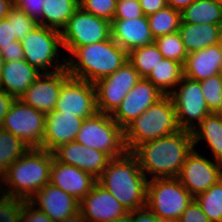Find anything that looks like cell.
<instances>
[{
	"label": "cell",
	"instance_id": "obj_41",
	"mask_svg": "<svg viewBox=\"0 0 222 222\" xmlns=\"http://www.w3.org/2000/svg\"><path fill=\"white\" fill-rule=\"evenodd\" d=\"M177 222H210L203 213L201 206L194 199L186 210L181 214Z\"/></svg>",
	"mask_w": 222,
	"mask_h": 222
},
{
	"label": "cell",
	"instance_id": "obj_34",
	"mask_svg": "<svg viewBox=\"0 0 222 222\" xmlns=\"http://www.w3.org/2000/svg\"><path fill=\"white\" fill-rule=\"evenodd\" d=\"M5 222H53L28 201H18L5 208Z\"/></svg>",
	"mask_w": 222,
	"mask_h": 222
},
{
	"label": "cell",
	"instance_id": "obj_17",
	"mask_svg": "<svg viewBox=\"0 0 222 222\" xmlns=\"http://www.w3.org/2000/svg\"><path fill=\"white\" fill-rule=\"evenodd\" d=\"M54 158L64 164L75 166L98 179L111 158L95 148L72 141L53 151Z\"/></svg>",
	"mask_w": 222,
	"mask_h": 222
},
{
	"label": "cell",
	"instance_id": "obj_45",
	"mask_svg": "<svg viewBox=\"0 0 222 222\" xmlns=\"http://www.w3.org/2000/svg\"><path fill=\"white\" fill-rule=\"evenodd\" d=\"M145 16L152 15L167 6L166 0H139Z\"/></svg>",
	"mask_w": 222,
	"mask_h": 222
},
{
	"label": "cell",
	"instance_id": "obj_7",
	"mask_svg": "<svg viewBox=\"0 0 222 222\" xmlns=\"http://www.w3.org/2000/svg\"><path fill=\"white\" fill-rule=\"evenodd\" d=\"M75 141L85 147L98 149L111 159L119 158L127 152L124 131L112 119L111 114L97 112L85 118Z\"/></svg>",
	"mask_w": 222,
	"mask_h": 222
},
{
	"label": "cell",
	"instance_id": "obj_15",
	"mask_svg": "<svg viewBox=\"0 0 222 222\" xmlns=\"http://www.w3.org/2000/svg\"><path fill=\"white\" fill-rule=\"evenodd\" d=\"M164 94L148 79L140 78L121 104L111 114L112 119L124 129Z\"/></svg>",
	"mask_w": 222,
	"mask_h": 222
},
{
	"label": "cell",
	"instance_id": "obj_52",
	"mask_svg": "<svg viewBox=\"0 0 222 222\" xmlns=\"http://www.w3.org/2000/svg\"><path fill=\"white\" fill-rule=\"evenodd\" d=\"M4 64H5V59H4L3 55L1 54V50H0V75H1V71H2Z\"/></svg>",
	"mask_w": 222,
	"mask_h": 222
},
{
	"label": "cell",
	"instance_id": "obj_44",
	"mask_svg": "<svg viewBox=\"0 0 222 222\" xmlns=\"http://www.w3.org/2000/svg\"><path fill=\"white\" fill-rule=\"evenodd\" d=\"M132 222H162L147 206L132 211Z\"/></svg>",
	"mask_w": 222,
	"mask_h": 222
},
{
	"label": "cell",
	"instance_id": "obj_27",
	"mask_svg": "<svg viewBox=\"0 0 222 222\" xmlns=\"http://www.w3.org/2000/svg\"><path fill=\"white\" fill-rule=\"evenodd\" d=\"M181 23L222 25V5L214 0H195L181 12Z\"/></svg>",
	"mask_w": 222,
	"mask_h": 222
},
{
	"label": "cell",
	"instance_id": "obj_51",
	"mask_svg": "<svg viewBox=\"0 0 222 222\" xmlns=\"http://www.w3.org/2000/svg\"><path fill=\"white\" fill-rule=\"evenodd\" d=\"M5 208L6 206L3 204V201L0 195V222H5Z\"/></svg>",
	"mask_w": 222,
	"mask_h": 222
},
{
	"label": "cell",
	"instance_id": "obj_55",
	"mask_svg": "<svg viewBox=\"0 0 222 222\" xmlns=\"http://www.w3.org/2000/svg\"><path fill=\"white\" fill-rule=\"evenodd\" d=\"M215 2H217L218 4L222 5V0H214Z\"/></svg>",
	"mask_w": 222,
	"mask_h": 222
},
{
	"label": "cell",
	"instance_id": "obj_21",
	"mask_svg": "<svg viewBox=\"0 0 222 222\" xmlns=\"http://www.w3.org/2000/svg\"><path fill=\"white\" fill-rule=\"evenodd\" d=\"M83 120L56 110L46 114L45 134L40 149L53 152L59 146L75 141Z\"/></svg>",
	"mask_w": 222,
	"mask_h": 222
},
{
	"label": "cell",
	"instance_id": "obj_43",
	"mask_svg": "<svg viewBox=\"0 0 222 222\" xmlns=\"http://www.w3.org/2000/svg\"><path fill=\"white\" fill-rule=\"evenodd\" d=\"M17 40L13 30V21L7 18L0 20V49L2 47L11 45V42Z\"/></svg>",
	"mask_w": 222,
	"mask_h": 222
},
{
	"label": "cell",
	"instance_id": "obj_39",
	"mask_svg": "<svg viewBox=\"0 0 222 222\" xmlns=\"http://www.w3.org/2000/svg\"><path fill=\"white\" fill-rule=\"evenodd\" d=\"M143 16L139 0H117L114 20H132Z\"/></svg>",
	"mask_w": 222,
	"mask_h": 222
},
{
	"label": "cell",
	"instance_id": "obj_23",
	"mask_svg": "<svg viewBox=\"0 0 222 222\" xmlns=\"http://www.w3.org/2000/svg\"><path fill=\"white\" fill-rule=\"evenodd\" d=\"M41 74L25 59L5 62L0 75V89L19 99Z\"/></svg>",
	"mask_w": 222,
	"mask_h": 222
},
{
	"label": "cell",
	"instance_id": "obj_18",
	"mask_svg": "<svg viewBox=\"0 0 222 222\" xmlns=\"http://www.w3.org/2000/svg\"><path fill=\"white\" fill-rule=\"evenodd\" d=\"M79 210L90 222H112L129 212L98 182L79 202Z\"/></svg>",
	"mask_w": 222,
	"mask_h": 222
},
{
	"label": "cell",
	"instance_id": "obj_5",
	"mask_svg": "<svg viewBox=\"0 0 222 222\" xmlns=\"http://www.w3.org/2000/svg\"><path fill=\"white\" fill-rule=\"evenodd\" d=\"M179 130L172 99L164 95L123 129L125 147L127 152H132L144 142L157 140Z\"/></svg>",
	"mask_w": 222,
	"mask_h": 222
},
{
	"label": "cell",
	"instance_id": "obj_54",
	"mask_svg": "<svg viewBox=\"0 0 222 222\" xmlns=\"http://www.w3.org/2000/svg\"><path fill=\"white\" fill-rule=\"evenodd\" d=\"M219 75H220V77L222 78V65H221V67H220Z\"/></svg>",
	"mask_w": 222,
	"mask_h": 222
},
{
	"label": "cell",
	"instance_id": "obj_24",
	"mask_svg": "<svg viewBox=\"0 0 222 222\" xmlns=\"http://www.w3.org/2000/svg\"><path fill=\"white\" fill-rule=\"evenodd\" d=\"M222 65V43L189 53L183 64V75L203 81L219 74Z\"/></svg>",
	"mask_w": 222,
	"mask_h": 222
},
{
	"label": "cell",
	"instance_id": "obj_50",
	"mask_svg": "<svg viewBox=\"0 0 222 222\" xmlns=\"http://www.w3.org/2000/svg\"><path fill=\"white\" fill-rule=\"evenodd\" d=\"M112 222H132V211H129L125 215L116 218Z\"/></svg>",
	"mask_w": 222,
	"mask_h": 222
},
{
	"label": "cell",
	"instance_id": "obj_29",
	"mask_svg": "<svg viewBox=\"0 0 222 222\" xmlns=\"http://www.w3.org/2000/svg\"><path fill=\"white\" fill-rule=\"evenodd\" d=\"M78 7L79 0H44L42 26L61 31Z\"/></svg>",
	"mask_w": 222,
	"mask_h": 222
},
{
	"label": "cell",
	"instance_id": "obj_30",
	"mask_svg": "<svg viewBox=\"0 0 222 222\" xmlns=\"http://www.w3.org/2000/svg\"><path fill=\"white\" fill-rule=\"evenodd\" d=\"M147 17L149 28L154 39L179 31L181 12L170 6H166Z\"/></svg>",
	"mask_w": 222,
	"mask_h": 222
},
{
	"label": "cell",
	"instance_id": "obj_36",
	"mask_svg": "<svg viewBox=\"0 0 222 222\" xmlns=\"http://www.w3.org/2000/svg\"><path fill=\"white\" fill-rule=\"evenodd\" d=\"M202 94L211 113H215L222 104V78L215 75L200 82Z\"/></svg>",
	"mask_w": 222,
	"mask_h": 222
},
{
	"label": "cell",
	"instance_id": "obj_47",
	"mask_svg": "<svg viewBox=\"0 0 222 222\" xmlns=\"http://www.w3.org/2000/svg\"><path fill=\"white\" fill-rule=\"evenodd\" d=\"M195 0H166L167 6L182 12L185 8H187L191 3Z\"/></svg>",
	"mask_w": 222,
	"mask_h": 222
},
{
	"label": "cell",
	"instance_id": "obj_48",
	"mask_svg": "<svg viewBox=\"0 0 222 222\" xmlns=\"http://www.w3.org/2000/svg\"><path fill=\"white\" fill-rule=\"evenodd\" d=\"M13 6V0H0V20L7 17L9 11Z\"/></svg>",
	"mask_w": 222,
	"mask_h": 222
},
{
	"label": "cell",
	"instance_id": "obj_22",
	"mask_svg": "<svg viewBox=\"0 0 222 222\" xmlns=\"http://www.w3.org/2000/svg\"><path fill=\"white\" fill-rule=\"evenodd\" d=\"M112 39L124 50H131L154 43L148 17L130 20H113L111 22Z\"/></svg>",
	"mask_w": 222,
	"mask_h": 222
},
{
	"label": "cell",
	"instance_id": "obj_26",
	"mask_svg": "<svg viewBox=\"0 0 222 222\" xmlns=\"http://www.w3.org/2000/svg\"><path fill=\"white\" fill-rule=\"evenodd\" d=\"M193 147L206 140L214 160L222 163V120L215 114L207 115L191 132Z\"/></svg>",
	"mask_w": 222,
	"mask_h": 222
},
{
	"label": "cell",
	"instance_id": "obj_37",
	"mask_svg": "<svg viewBox=\"0 0 222 222\" xmlns=\"http://www.w3.org/2000/svg\"><path fill=\"white\" fill-rule=\"evenodd\" d=\"M6 18L9 21H13V30L18 41H22L28 33L33 31L39 25L36 20L27 16L16 6L11 8Z\"/></svg>",
	"mask_w": 222,
	"mask_h": 222
},
{
	"label": "cell",
	"instance_id": "obj_20",
	"mask_svg": "<svg viewBox=\"0 0 222 222\" xmlns=\"http://www.w3.org/2000/svg\"><path fill=\"white\" fill-rule=\"evenodd\" d=\"M97 179L83 170L53 158L50 184L62 189L79 202L91 191Z\"/></svg>",
	"mask_w": 222,
	"mask_h": 222
},
{
	"label": "cell",
	"instance_id": "obj_1",
	"mask_svg": "<svg viewBox=\"0 0 222 222\" xmlns=\"http://www.w3.org/2000/svg\"><path fill=\"white\" fill-rule=\"evenodd\" d=\"M53 158V152L30 148L11 164L1 175L0 194L3 204L7 206L14 202L27 201L50 183Z\"/></svg>",
	"mask_w": 222,
	"mask_h": 222
},
{
	"label": "cell",
	"instance_id": "obj_19",
	"mask_svg": "<svg viewBox=\"0 0 222 222\" xmlns=\"http://www.w3.org/2000/svg\"><path fill=\"white\" fill-rule=\"evenodd\" d=\"M31 205L43 211L53 222L63 219L79 211V201L62 189L48 183L30 199Z\"/></svg>",
	"mask_w": 222,
	"mask_h": 222
},
{
	"label": "cell",
	"instance_id": "obj_46",
	"mask_svg": "<svg viewBox=\"0 0 222 222\" xmlns=\"http://www.w3.org/2000/svg\"><path fill=\"white\" fill-rule=\"evenodd\" d=\"M15 98L7 94L3 89H0V125L4 121V117L9 111Z\"/></svg>",
	"mask_w": 222,
	"mask_h": 222
},
{
	"label": "cell",
	"instance_id": "obj_10",
	"mask_svg": "<svg viewBox=\"0 0 222 222\" xmlns=\"http://www.w3.org/2000/svg\"><path fill=\"white\" fill-rule=\"evenodd\" d=\"M46 114L15 99L1 124L3 130L21 139L30 148H41Z\"/></svg>",
	"mask_w": 222,
	"mask_h": 222
},
{
	"label": "cell",
	"instance_id": "obj_14",
	"mask_svg": "<svg viewBox=\"0 0 222 222\" xmlns=\"http://www.w3.org/2000/svg\"><path fill=\"white\" fill-rule=\"evenodd\" d=\"M55 110L83 119L95 115L98 112L95 85L70 76L61 87Z\"/></svg>",
	"mask_w": 222,
	"mask_h": 222
},
{
	"label": "cell",
	"instance_id": "obj_11",
	"mask_svg": "<svg viewBox=\"0 0 222 222\" xmlns=\"http://www.w3.org/2000/svg\"><path fill=\"white\" fill-rule=\"evenodd\" d=\"M176 88L169 96L176 110L178 125L180 129L192 132L207 115L211 114L202 94L200 81L183 75Z\"/></svg>",
	"mask_w": 222,
	"mask_h": 222
},
{
	"label": "cell",
	"instance_id": "obj_4",
	"mask_svg": "<svg viewBox=\"0 0 222 222\" xmlns=\"http://www.w3.org/2000/svg\"><path fill=\"white\" fill-rule=\"evenodd\" d=\"M70 55L71 59L66 60L68 74L93 84L113 74L128 61V52L112 37L106 41L77 47Z\"/></svg>",
	"mask_w": 222,
	"mask_h": 222
},
{
	"label": "cell",
	"instance_id": "obj_35",
	"mask_svg": "<svg viewBox=\"0 0 222 222\" xmlns=\"http://www.w3.org/2000/svg\"><path fill=\"white\" fill-rule=\"evenodd\" d=\"M154 43L159 48L163 58L177 61L182 65L185 63L188 53L179 32L158 37Z\"/></svg>",
	"mask_w": 222,
	"mask_h": 222
},
{
	"label": "cell",
	"instance_id": "obj_3",
	"mask_svg": "<svg viewBox=\"0 0 222 222\" xmlns=\"http://www.w3.org/2000/svg\"><path fill=\"white\" fill-rule=\"evenodd\" d=\"M149 178L140 169L139 162L131 152L113 158L97 179L128 211L146 206Z\"/></svg>",
	"mask_w": 222,
	"mask_h": 222
},
{
	"label": "cell",
	"instance_id": "obj_8",
	"mask_svg": "<svg viewBox=\"0 0 222 222\" xmlns=\"http://www.w3.org/2000/svg\"><path fill=\"white\" fill-rule=\"evenodd\" d=\"M21 44L24 59L38 71L53 73L66 68L67 59L63 57V62L58 59V49L63 46L61 31L38 25L22 39Z\"/></svg>",
	"mask_w": 222,
	"mask_h": 222
},
{
	"label": "cell",
	"instance_id": "obj_33",
	"mask_svg": "<svg viewBox=\"0 0 222 222\" xmlns=\"http://www.w3.org/2000/svg\"><path fill=\"white\" fill-rule=\"evenodd\" d=\"M194 199L210 222H222V178Z\"/></svg>",
	"mask_w": 222,
	"mask_h": 222
},
{
	"label": "cell",
	"instance_id": "obj_28",
	"mask_svg": "<svg viewBox=\"0 0 222 222\" xmlns=\"http://www.w3.org/2000/svg\"><path fill=\"white\" fill-rule=\"evenodd\" d=\"M183 77V65L177 61L162 58L146 77L164 95H170ZM169 89V90H168Z\"/></svg>",
	"mask_w": 222,
	"mask_h": 222
},
{
	"label": "cell",
	"instance_id": "obj_32",
	"mask_svg": "<svg viewBox=\"0 0 222 222\" xmlns=\"http://www.w3.org/2000/svg\"><path fill=\"white\" fill-rule=\"evenodd\" d=\"M30 147L21 139L3 129L0 131V175L22 157Z\"/></svg>",
	"mask_w": 222,
	"mask_h": 222
},
{
	"label": "cell",
	"instance_id": "obj_49",
	"mask_svg": "<svg viewBox=\"0 0 222 222\" xmlns=\"http://www.w3.org/2000/svg\"><path fill=\"white\" fill-rule=\"evenodd\" d=\"M60 222H90L89 220H87L81 213V211L79 210L78 212H76L75 214L63 219Z\"/></svg>",
	"mask_w": 222,
	"mask_h": 222
},
{
	"label": "cell",
	"instance_id": "obj_42",
	"mask_svg": "<svg viewBox=\"0 0 222 222\" xmlns=\"http://www.w3.org/2000/svg\"><path fill=\"white\" fill-rule=\"evenodd\" d=\"M0 50L5 59V62L24 59V52L21 41L15 40L11 42V45L2 47Z\"/></svg>",
	"mask_w": 222,
	"mask_h": 222
},
{
	"label": "cell",
	"instance_id": "obj_6",
	"mask_svg": "<svg viewBox=\"0 0 222 222\" xmlns=\"http://www.w3.org/2000/svg\"><path fill=\"white\" fill-rule=\"evenodd\" d=\"M193 200L177 178H156L147 182L146 206L162 222H177Z\"/></svg>",
	"mask_w": 222,
	"mask_h": 222
},
{
	"label": "cell",
	"instance_id": "obj_9",
	"mask_svg": "<svg viewBox=\"0 0 222 222\" xmlns=\"http://www.w3.org/2000/svg\"><path fill=\"white\" fill-rule=\"evenodd\" d=\"M112 37L111 22L78 7L61 30L62 47L72 53L77 47L106 41Z\"/></svg>",
	"mask_w": 222,
	"mask_h": 222
},
{
	"label": "cell",
	"instance_id": "obj_31",
	"mask_svg": "<svg viewBox=\"0 0 222 222\" xmlns=\"http://www.w3.org/2000/svg\"><path fill=\"white\" fill-rule=\"evenodd\" d=\"M162 58L163 55L155 43L138 47L128 52V61L141 78H146Z\"/></svg>",
	"mask_w": 222,
	"mask_h": 222
},
{
	"label": "cell",
	"instance_id": "obj_38",
	"mask_svg": "<svg viewBox=\"0 0 222 222\" xmlns=\"http://www.w3.org/2000/svg\"><path fill=\"white\" fill-rule=\"evenodd\" d=\"M117 0H79V7L109 22L114 20Z\"/></svg>",
	"mask_w": 222,
	"mask_h": 222
},
{
	"label": "cell",
	"instance_id": "obj_2",
	"mask_svg": "<svg viewBox=\"0 0 222 222\" xmlns=\"http://www.w3.org/2000/svg\"><path fill=\"white\" fill-rule=\"evenodd\" d=\"M193 148L192 133L181 129L157 140L144 142L131 153L138 160L142 172L150 174L151 179L176 178Z\"/></svg>",
	"mask_w": 222,
	"mask_h": 222
},
{
	"label": "cell",
	"instance_id": "obj_53",
	"mask_svg": "<svg viewBox=\"0 0 222 222\" xmlns=\"http://www.w3.org/2000/svg\"><path fill=\"white\" fill-rule=\"evenodd\" d=\"M215 114L222 120V104L219 109L215 112Z\"/></svg>",
	"mask_w": 222,
	"mask_h": 222
},
{
	"label": "cell",
	"instance_id": "obj_25",
	"mask_svg": "<svg viewBox=\"0 0 222 222\" xmlns=\"http://www.w3.org/2000/svg\"><path fill=\"white\" fill-rule=\"evenodd\" d=\"M178 32L188 54L222 42V25L180 23Z\"/></svg>",
	"mask_w": 222,
	"mask_h": 222
},
{
	"label": "cell",
	"instance_id": "obj_40",
	"mask_svg": "<svg viewBox=\"0 0 222 222\" xmlns=\"http://www.w3.org/2000/svg\"><path fill=\"white\" fill-rule=\"evenodd\" d=\"M44 0H14V6L42 26V10Z\"/></svg>",
	"mask_w": 222,
	"mask_h": 222
},
{
	"label": "cell",
	"instance_id": "obj_13",
	"mask_svg": "<svg viewBox=\"0 0 222 222\" xmlns=\"http://www.w3.org/2000/svg\"><path fill=\"white\" fill-rule=\"evenodd\" d=\"M176 178L196 198L222 178V163L205 158L193 148Z\"/></svg>",
	"mask_w": 222,
	"mask_h": 222
},
{
	"label": "cell",
	"instance_id": "obj_16",
	"mask_svg": "<svg viewBox=\"0 0 222 222\" xmlns=\"http://www.w3.org/2000/svg\"><path fill=\"white\" fill-rule=\"evenodd\" d=\"M69 77L66 68L53 73H42L19 99L34 109L49 114L55 110L61 87Z\"/></svg>",
	"mask_w": 222,
	"mask_h": 222
},
{
	"label": "cell",
	"instance_id": "obj_12",
	"mask_svg": "<svg viewBox=\"0 0 222 222\" xmlns=\"http://www.w3.org/2000/svg\"><path fill=\"white\" fill-rule=\"evenodd\" d=\"M140 78L133 65L126 61L113 74L94 83L98 112L112 114Z\"/></svg>",
	"mask_w": 222,
	"mask_h": 222
}]
</instances>
